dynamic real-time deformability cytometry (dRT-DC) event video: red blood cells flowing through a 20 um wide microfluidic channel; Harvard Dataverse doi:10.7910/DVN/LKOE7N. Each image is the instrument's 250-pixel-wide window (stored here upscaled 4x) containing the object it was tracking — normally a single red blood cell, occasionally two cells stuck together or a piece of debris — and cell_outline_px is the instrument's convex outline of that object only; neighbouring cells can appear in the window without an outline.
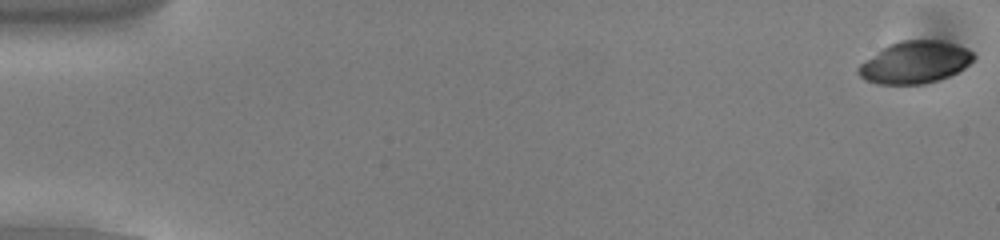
{"species": "common noctule bat (a hibernating species)", "species_latin": "Nyctalus noctula", "temperature_condition": "cold", "stored_images_in_passage": 54, "camera_frame_rate_fps": 3000, "um_per_image_px": 0.085, "animal": {"sex": "male", "body_mass_g": 13.0, "forearm_length_mm": 53.1}, "frame": {"image": 1, "passage_image": 1, "time_ms": 0.0, "image_size_px": [1000, 240], "cell_outline_px": [[976, 56], [964, 68], [948, 76], [924, 84], [876, 84], [864, 80], [856, 72], [856, 68], [860, 64], [888, 44], [900, 40], [940, 40], [956, 44], [968, 48]], "centroid_in_image_um": [77.75, 5.29], "position_along_channel_um": 7.3, "area_um2": 28.32}}
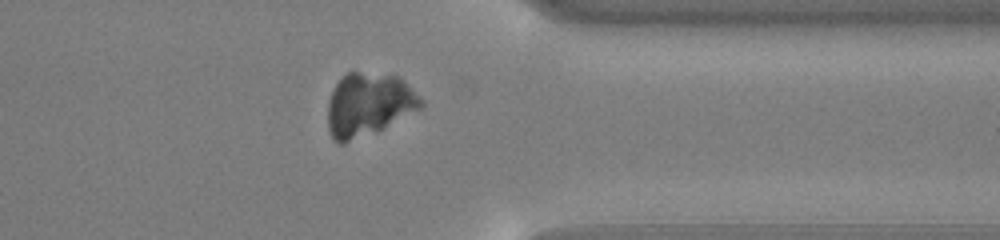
{"frame": {"image": 2, "passage_image": 43, "time_ms": 14.0, "image_size_px": [1000, 240], "cell_outline_px": [[424, 104], [420, 108], [376, 132], [344, 144], [340, 144], [332, 140], [328, 128], [328, 100], [336, 84], [348, 72], [360, 72], [396, 76], [404, 80], [424, 100]], "centroid_in_image_um": [31.32, 8.91], "position_along_channel_um": 380.1, "area_um2": 34.28}}
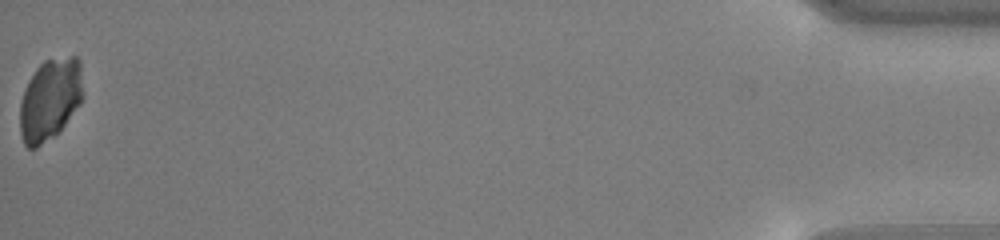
{"frame": {"image": 3, "passage_image": 54, "time_ms": 17.667, "image_size_px": [1000, 240], "cell_outline_px": [[84, 96], [80, 104], [64, 124], [52, 136], [36, 148], [28, 148], [24, 144], [20, 136], [20, 104], [24, 88], [36, 68], [44, 60], [72, 56], [76, 56], [80, 60]], "centroid_in_image_um": [4.25, 8.43], "position_along_channel_um": 430.9, "area_um2": 30.06}}